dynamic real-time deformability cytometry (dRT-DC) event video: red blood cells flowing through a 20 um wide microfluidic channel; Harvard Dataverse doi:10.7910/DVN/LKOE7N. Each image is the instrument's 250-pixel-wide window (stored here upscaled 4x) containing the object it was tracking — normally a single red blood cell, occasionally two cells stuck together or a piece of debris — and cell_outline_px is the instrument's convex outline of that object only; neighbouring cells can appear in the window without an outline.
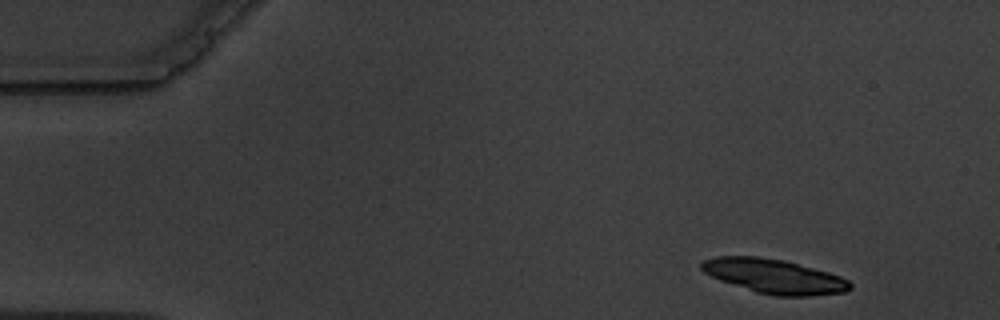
{"species": "common noctule bat (a hibernating species)", "species_latin": "Nyctalus noctula", "temperature_condition": "warm", "stored_images_in_passage": 8, "camera_frame_rate_fps": 3000, "um_per_image_px": 0.085, "animal": {"sex": "male", "body_mass_g": 19.5, "forearm_length_mm": 54.6}, "frame": {"image": 1, "passage_image": 1, "time_ms": 0.0, "image_size_px": [1000, 320], "cell_outline_px": [[852, 288], [844, 292], [812, 296], [776, 296], [756, 292], [720, 280], [704, 272], [700, 268], [700, 264], [704, 260], [716, 256], [756, 256], [784, 260], [828, 272], [840, 276], [848, 280], [852, 284]], "centroid_in_image_um": [65.81, 23.48], "position_along_channel_um": 19.2, "area_um2": 29.65}}
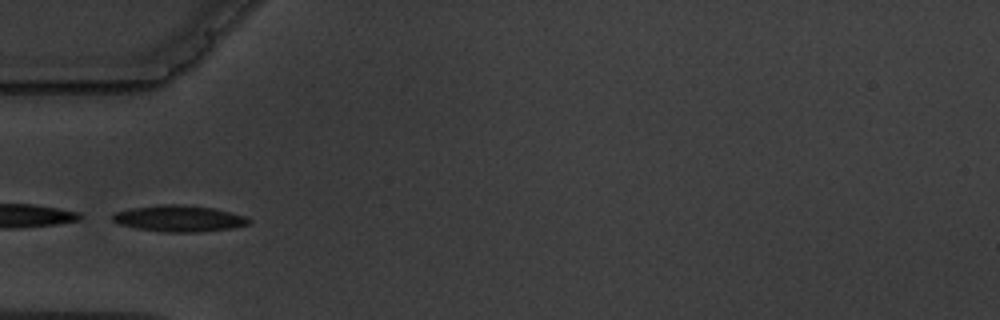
{"frame": {"image": 2, "passage_image": 4, "time_ms": 4.333, "image_size_px": [1000, 320], "cell_outline_px": [[252, 220], [248, 224], [232, 228], [200, 232], [164, 232], [136, 228], [116, 224], [112, 220], [112, 212], [132, 208], [160, 204], [180, 204], [212, 208], [248, 216]], "centroid_in_image_um": [15.2, 18.57], "position_along_channel_um": 69.8, "area_um2": 21.1}}
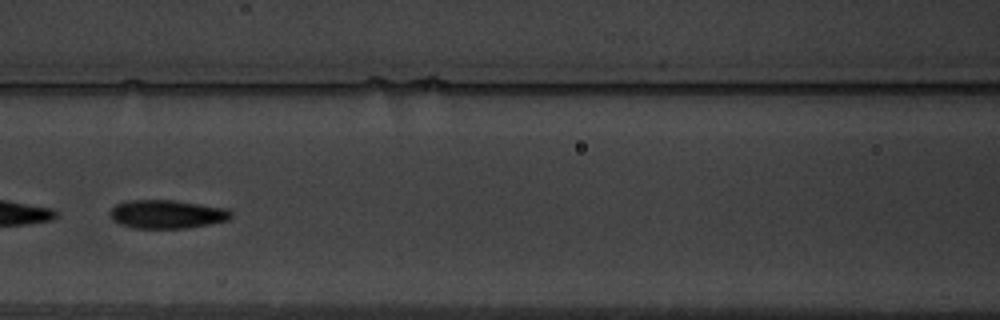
{"frame": {"image": 3, "passage_image": 6, "time_ms": 6.667, "image_size_px": [1000, 320], "cell_outline_px": [[232, 216], [228, 220], [188, 228], [132, 228], [120, 224], [112, 220], [108, 212], [116, 204], [128, 200], [172, 200], [228, 208], [232, 212]], "centroid_in_image_um": [14.17, 18.2], "position_along_channel_um": 152.4, "area_um2": 20.23}}